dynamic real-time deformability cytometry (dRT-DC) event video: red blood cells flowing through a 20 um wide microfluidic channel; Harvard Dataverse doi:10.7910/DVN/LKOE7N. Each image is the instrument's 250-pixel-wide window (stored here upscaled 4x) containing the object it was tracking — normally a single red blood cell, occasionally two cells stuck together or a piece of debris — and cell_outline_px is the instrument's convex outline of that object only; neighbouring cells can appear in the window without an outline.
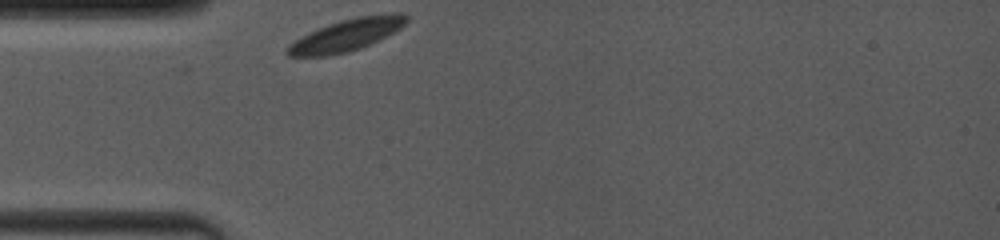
{"species": "common noctule bat (a hibernating species)", "species_latin": "Nyctalus noctula", "temperature_condition": "room temperature", "stored_images_in_passage": 6, "camera_frame_rate_fps": 4000, "um_per_image_px": 0.085, "animal": {"sex": "female", "body_mass_g": 19.0, "forearm_length_mm": 53.3}, "frame": {"image": 1, "passage_image": 1, "time_ms": 0.0, "image_size_px": [1000, 240], "cell_outline_px": [[408, 20], [400, 28], [360, 48], [348, 52], [328, 56], [288, 56], [284, 52], [288, 44], [300, 36], [328, 24], [340, 20], [356, 16], [392, 12], [400, 12], [408, 16]], "centroid_in_image_um": [29.41, 2.96], "position_along_channel_um": 55.6, "area_um2": 22.2}}
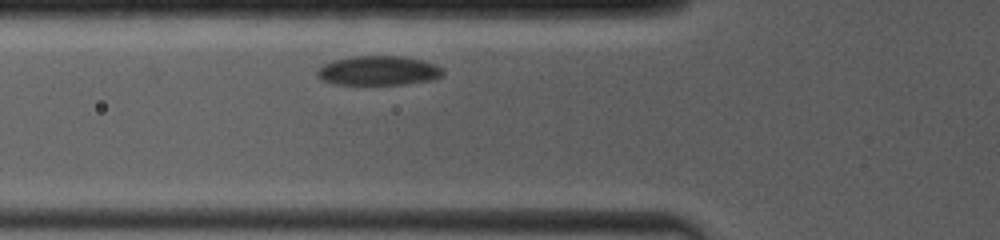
{"frame": {"image": 2, "passage_image": 4, "time_ms": 1.25, "image_size_px": [1000, 240], "cell_outline_px": [[444, 76], [432, 80], [404, 84], [336, 84], [320, 80], [316, 76], [316, 72], [324, 64], [336, 60], [356, 56], [400, 56], [424, 60], [444, 68]], "centroid_in_image_um": [32.21, 6.01], "position_along_channel_um": 93.6, "area_um2": 21.56}}